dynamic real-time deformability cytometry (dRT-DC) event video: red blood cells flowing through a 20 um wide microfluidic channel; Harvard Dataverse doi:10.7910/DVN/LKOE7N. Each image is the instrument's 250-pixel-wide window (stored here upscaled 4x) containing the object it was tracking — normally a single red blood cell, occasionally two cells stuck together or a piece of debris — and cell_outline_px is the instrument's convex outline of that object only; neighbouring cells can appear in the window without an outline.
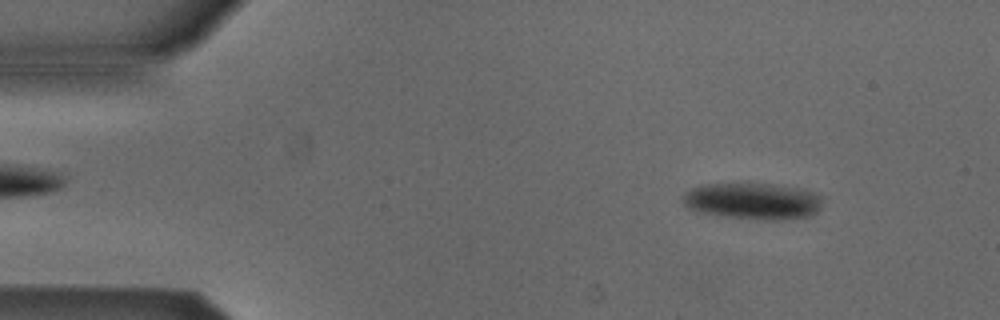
{"species": "Egyptian fruit bat (a non-hibernating species)", "species_latin": "Rousettus aegyptiacus", "temperature_condition": "cold", "stored_images_in_passage": 52, "camera_frame_rate_fps": 3000, "um_per_image_px": 0.085, "animal": {"sex": "male"}, "frame": {"image": 1, "passage_image": 6, "time_ms": 1.667, "image_size_px": [1000, 320], "cell_outline_px": [[820, 208], [816, 212], [808, 216], [776, 220], [772, 220], [728, 216], [704, 212], [688, 208], [684, 204], [680, 196], [692, 188], [704, 184], [748, 180], [752, 180], [796, 188], [812, 192], [820, 196]], "centroid_in_image_um": [63.93, 17.02], "position_along_channel_um": 21.1, "area_um2": 30.11}}
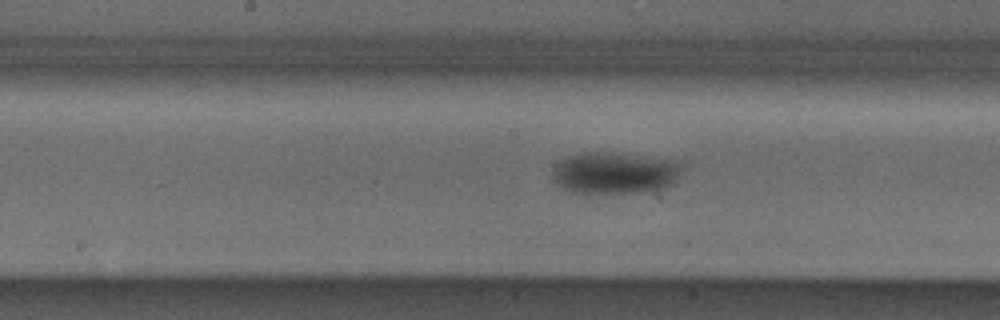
{"frame": {"image": 2, "passage_image": 26, "time_ms": 8.333, "image_size_px": [1000, 320], "cell_outline_px": [[688, 164], [672, 184], [652, 192], [572, 192], [560, 188], [552, 180], [552, 172], [556, 164], [568, 156], [592, 152], [640, 156], [680, 160]], "centroid_in_image_um": [52.32, 14.71], "position_along_channel_um": 195.9, "area_um2": 31.5}}
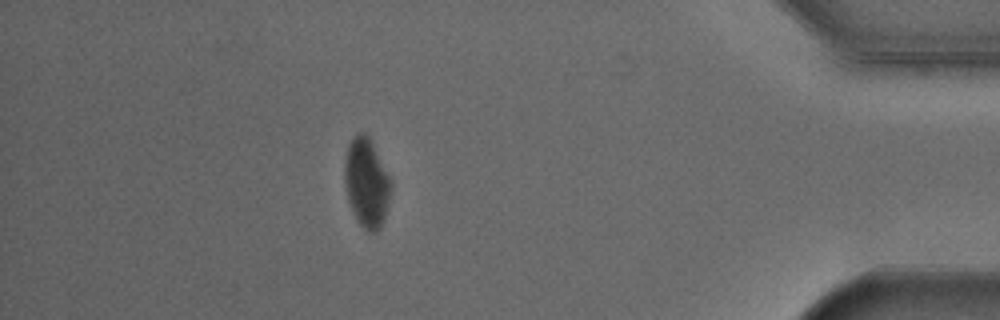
{"frame": {"image": 3, "passage_image": 46, "time_ms": 15.0, "image_size_px": [1000, 320], "cell_outline_px": [[392, 184], [388, 204], [384, 220], [380, 228], [376, 232], [368, 232], [356, 220], [352, 212], [348, 200], [344, 180], [344, 164], [348, 144], [360, 132], [364, 132], [368, 136], [392, 180]], "centroid_in_image_um": [31.16, 15.57], "position_along_channel_um": 404.0, "area_um2": 24.04}, "authors_computed_cell_mechanics": {"area_um2": 29.3913, "velocity_mm_per_s": 3.8422, "shape_relaxation_time_tau1_ms": 3.2111, "shape_relaxation_time_tau2_ms": null, "deformation_change_tau1": 0.0578, "deformation_change_tau2": null}}